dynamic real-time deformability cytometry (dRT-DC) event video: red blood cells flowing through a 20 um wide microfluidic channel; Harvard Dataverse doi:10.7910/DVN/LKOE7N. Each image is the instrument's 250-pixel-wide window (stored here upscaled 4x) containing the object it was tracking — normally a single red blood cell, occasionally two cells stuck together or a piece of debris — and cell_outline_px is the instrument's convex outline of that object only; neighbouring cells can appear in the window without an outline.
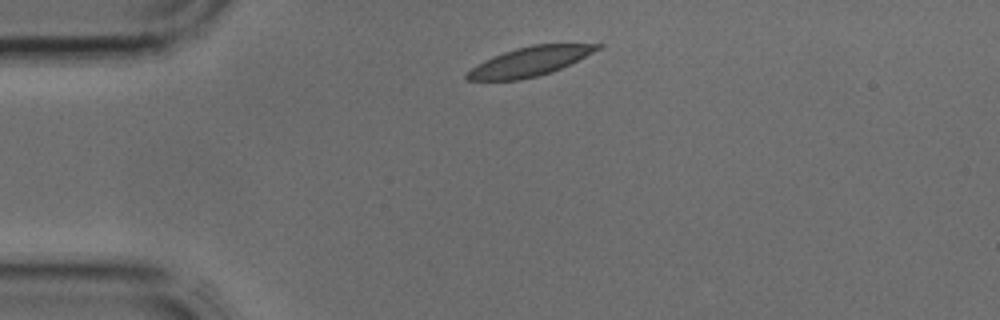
{"species": "common noctule bat (a hibernating species)", "species_latin": "Nyctalus noctula", "temperature_condition": "cold", "stored_images_in_passage": 2, "camera_frame_rate_fps": 3000, "um_per_image_px": 0.085, "animal": {"sex": "male", "body_mass_g": 17.9, "forearm_length_mm": 54.2}, "frame": {"image": 1, "passage_image": 1, "time_ms": 0.0, "image_size_px": [1000, 320], "cell_outline_px": [[604, 44], [600, 48], [552, 72], [520, 80], [464, 80], [464, 72], [476, 64], [492, 56], [516, 48], [532, 44]], "centroid_in_image_um": [44.91, 5.24], "position_along_channel_um": 40.1, "area_um2": 22.02}}